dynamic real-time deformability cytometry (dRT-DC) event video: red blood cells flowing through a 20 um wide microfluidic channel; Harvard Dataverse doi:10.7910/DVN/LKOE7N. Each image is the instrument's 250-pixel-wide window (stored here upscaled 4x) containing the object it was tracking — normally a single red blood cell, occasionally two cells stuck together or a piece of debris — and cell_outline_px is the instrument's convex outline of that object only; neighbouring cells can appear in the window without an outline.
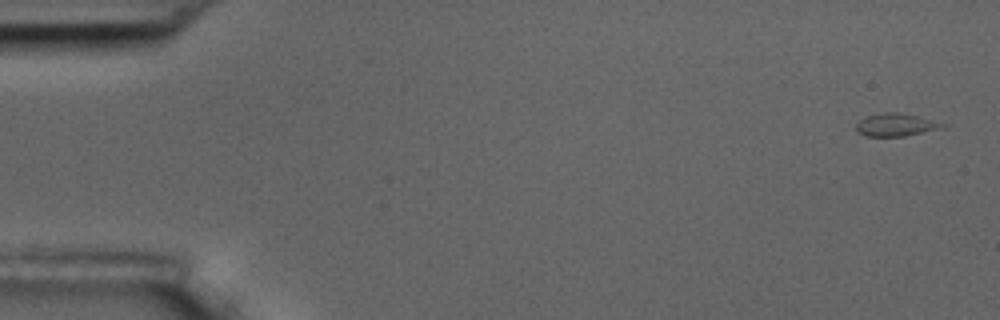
{"species": "common noctule bat (a hibernating species)", "species_latin": "Nyctalus noctula", "temperature_condition": "room temperature", "stored_images_in_passage": 7, "camera_frame_rate_fps": 3000, "um_per_image_px": 0.085, "animal": {"sex": "male", "body_mass_g": 17.5, "forearm_length_mm": 52.3}, "frame": {"image": 1, "passage_image": 1, "time_ms": 0.0, "image_size_px": [1000, 320], "cell_outline_px": [[948, 124], [940, 128], [904, 136], [864, 136], [856, 132], [856, 124], [864, 116], [884, 112], [896, 112], [916, 116]], "centroid_in_image_um": [76.07, 10.61], "position_along_channel_um": 8.9, "area_um2": 11.33}}
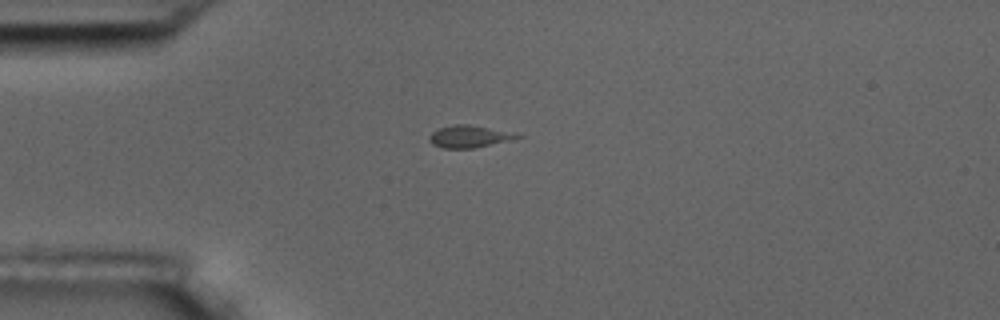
{"frame": {"image": 2, "passage_image": 5, "time_ms": 4.333, "image_size_px": [1000, 320], "cell_outline_px": [[524, 136], [472, 148], [444, 148], [432, 144], [428, 140], [428, 136], [432, 132], [440, 128], [456, 124], [468, 124], [488, 128]], "centroid_in_image_um": [39.75, 11.6], "position_along_channel_um": 45.2, "area_um2": 10.81}}